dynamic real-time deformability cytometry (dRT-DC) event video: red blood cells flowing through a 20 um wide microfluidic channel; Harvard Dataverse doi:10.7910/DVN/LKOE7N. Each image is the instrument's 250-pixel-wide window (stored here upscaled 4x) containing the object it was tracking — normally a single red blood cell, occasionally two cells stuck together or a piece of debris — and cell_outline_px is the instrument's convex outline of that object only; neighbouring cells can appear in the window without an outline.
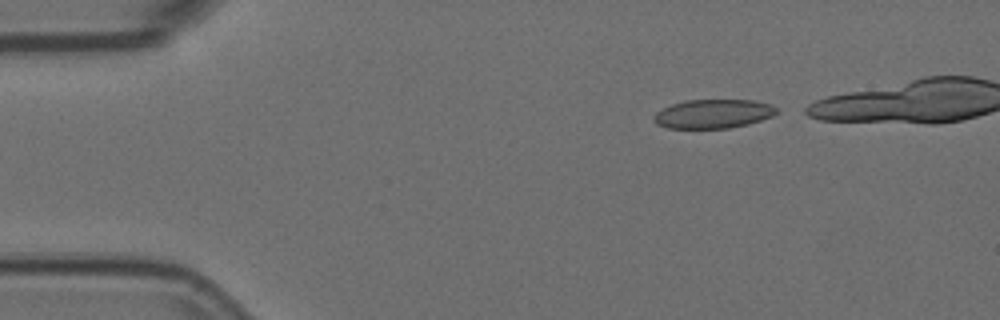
{"species": "Egyptian fruit bat (a non-hibernating species)", "species_latin": "Rousettus aegyptiacus", "temperature_condition": "room temperature", "stored_images_in_passage": 4, "camera_frame_rate_fps": 3000, "um_per_image_px": 0.085, "animal": {"sex": "female"}, "frame": {"image": 1, "passage_image": 1, "time_ms": 0.0, "image_size_px": [1000, 320], "cell_outline_px": [[776, 112], [772, 116], [748, 124], [728, 128], [668, 128], [656, 124], [652, 120], [652, 116], [656, 112], [672, 104], [684, 100], [752, 100], [772, 104], [776, 108]], "centroid_in_image_um": [60.58, 9.67], "position_along_channel_um": 24.4, "area_um2": 20.69}}